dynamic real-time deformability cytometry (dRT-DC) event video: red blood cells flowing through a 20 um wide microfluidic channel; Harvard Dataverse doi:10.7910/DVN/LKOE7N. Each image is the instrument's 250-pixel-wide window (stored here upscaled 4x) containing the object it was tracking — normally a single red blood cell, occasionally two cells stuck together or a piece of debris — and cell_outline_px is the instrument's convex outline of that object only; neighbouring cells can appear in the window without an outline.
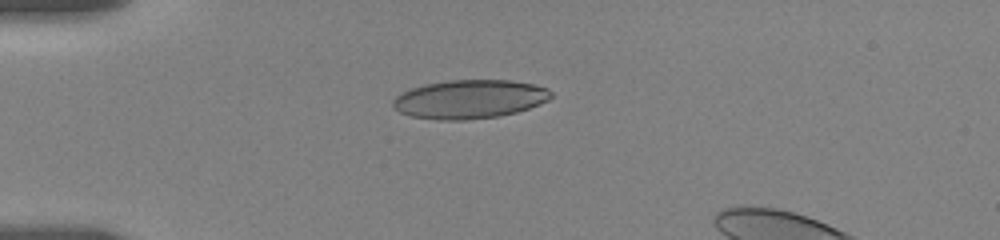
{"species": "human", "species_latin": "Homo sapiens", "temperature_condition": "room temperature", "stored_images_in_passage": 13, "camera_frame_rate_fps": 3000, "um_per_image_px": 0.085, "donor": {"sex": "female"}, "frame": {"image": 1, "passage_image": 8, "time_ms": 4.667, "image_size_px": [1000, 240], "cell_outline_px": [[552, 96], [548, 100], [540, 104], [516, 112], [500, 116], [464, 120], [440, 120], [412, 116], [400, 112], [392, 108], [392, 100], [396, 96], [412, 88], [428, 84], [448, 80], [512, 80], [536, 84], [548, 88], [552, 92]], "centroid_in_image_um": [39.94, 8.43], "position_along_channel_um": 45.1, "area_um2": 35.72}}
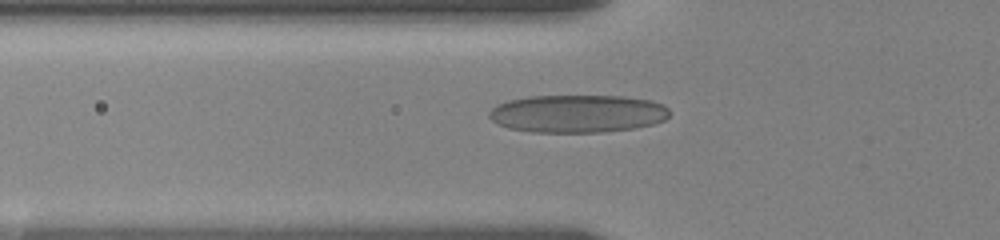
{"frame": {"image": 2, "passage_image": 11, "time_ms": 6.333, "image_size_px": [1000, 240], "cell_outline_px": [[668, 116], [664, 120], [652, 124], [632, 128], [600, 132], [532, 132], [508, 128], [492, 120], [488, 116], [488, 112], [496, 104], [508, 100], [528, 96], [624, 96], [652, 100], [664, 104], [668, 108]], "centroid_in_image_um": [49.07, 9.65], "position_along_channel_um": 76.7, "area_um2": 39.82}}
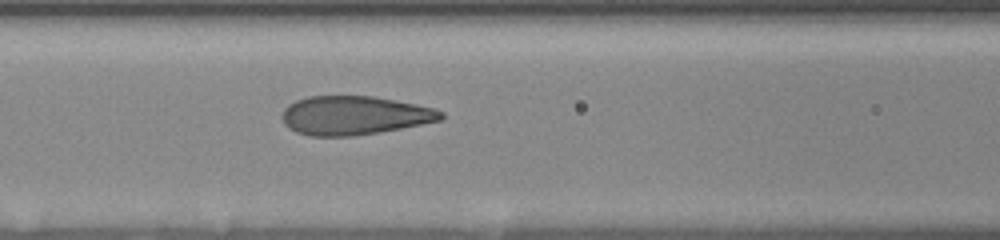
{"frame": {"image": 3, "passage_image": 13, "time_ms": 8.0, "image_size_px": [1000, 240], "cell_outline_px": [[444, 116], [440, 120], [400, 128], [356, 136], [308, 136], [296, 132], [288, 128], [284, 124], [280, 116], [284, 108], [288, 104], [296, 100], [308, 96], [372, 96], [416, 104], [436, 108], [444, 112]], "centroid_in_image_um": [30.07, 9.81], "position_along_channel_um": 136.5, "area_um2": 36.07}}